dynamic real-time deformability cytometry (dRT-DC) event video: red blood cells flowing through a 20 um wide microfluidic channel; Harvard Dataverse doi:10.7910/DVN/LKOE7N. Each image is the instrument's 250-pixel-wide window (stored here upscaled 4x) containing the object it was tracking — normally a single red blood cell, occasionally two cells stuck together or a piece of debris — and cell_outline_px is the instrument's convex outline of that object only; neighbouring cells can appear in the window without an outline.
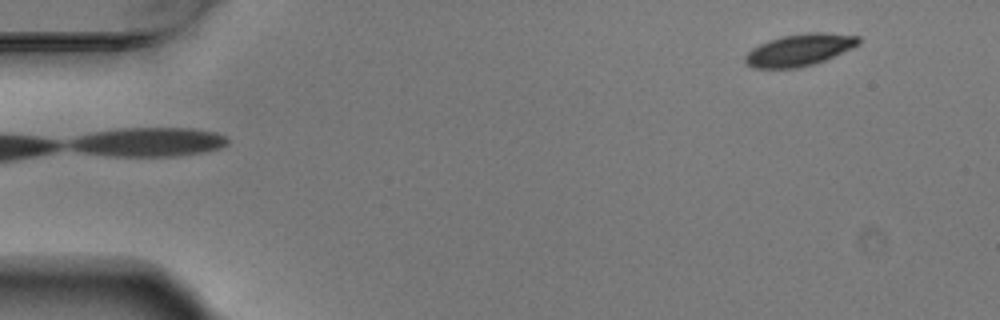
{"species": "Egyptian fruit bat (a non-hibernating species)", "species_latin": "Rousettus aegyptiacus", "temperature_condition": "warm", "stored_images_in_passage": 4, "camera_frame_rate_fps": 3000, "um_per_image_px": 0.085, "animal": {"sex": "male"}, "frame": {"image": 1, "passage_image": 1, "time_ms": 0.0, "image_size_px": [1000, 320], "cell_outline_px": [[860, 44], [824, 60], [812, 64], [796, 68], [752, 68], [744, 60], [744, 56], [752, 48], [768, 40], [784, 36], [804, 32], [824, 32], [860, 36]], "centroid_in_image_um": [67.94, 4.23], "position_along_channel_um": 17.1, "area_um2": 20.98}}
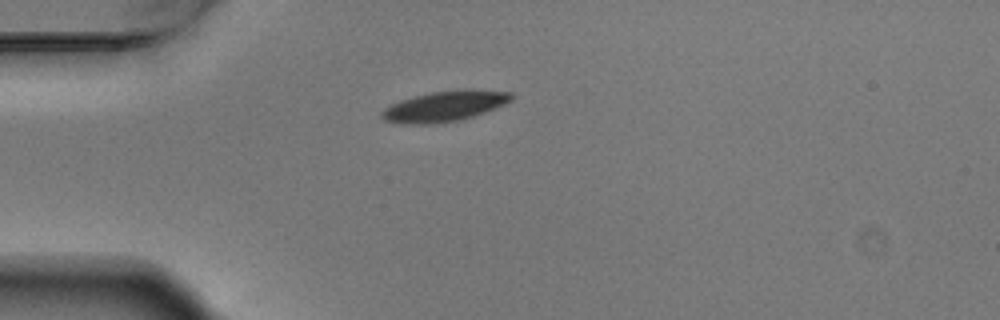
{"frame": {"image": 2, "passage_image": 3, "time_ms": 0.667, "image_size_px": [1000, 320], "cell_outline_px": [[516, 96], [512, 100], [496, 108], [460, 120], [432, 124], [408, 124], [384, 120], [380, 116], [380, 112], [384, 108], [392, 104], [416, 96], [432, 92], [460, 88], [468, 88], [512, 92]], "centroid_in_image_um": [37.85, 9.01], "position_along_channel_um": 47.1, "area_um2": 23.12}}